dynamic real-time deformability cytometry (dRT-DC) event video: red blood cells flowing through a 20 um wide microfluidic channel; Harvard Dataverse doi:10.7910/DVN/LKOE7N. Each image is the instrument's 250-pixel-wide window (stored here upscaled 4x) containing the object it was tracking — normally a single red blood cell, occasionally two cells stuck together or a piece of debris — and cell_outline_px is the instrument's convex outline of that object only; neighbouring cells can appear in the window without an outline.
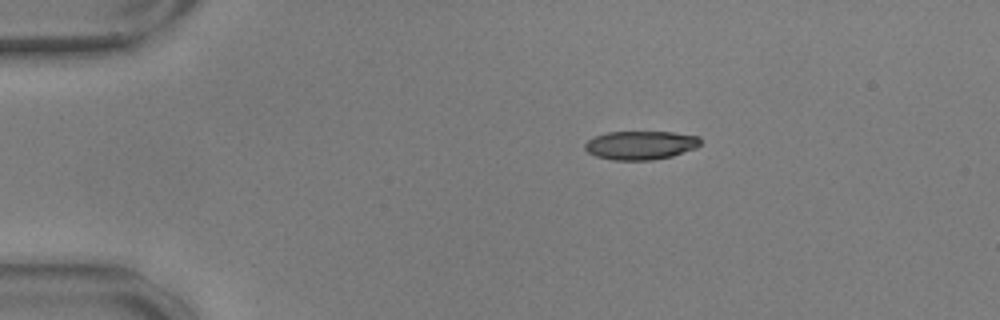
{"species": "common noctule bat (a hibernating species)", "species_latin": "Nyctalus noctula", "temperature_condition": "warm", "stored_images_in_passage": 47, "camera_frame_rate_fps": 3000, "um_per_image_px": 0.085, "animal": {"sex": "male", "body_mass_g": 17.9, "forearm_length_mm": 54.2}, "frame": {"image": 1, "passage_image": 1, "time_ms": 0.0, "image_size_px": [1000, 320], "cell_outline_px": [[700, 144], [696, 148], [672, 156], [652, 160], [612, 160], [596, 156], [588, 152], [584, 148], [584, 144], [588, 140], [596, 136], [608, 132], [672, 132], [700, 136]], "centroid_in_image_um": [54.46, 12.34], "position_along_channel_um": 30.5, "area_um2": 19.31}}
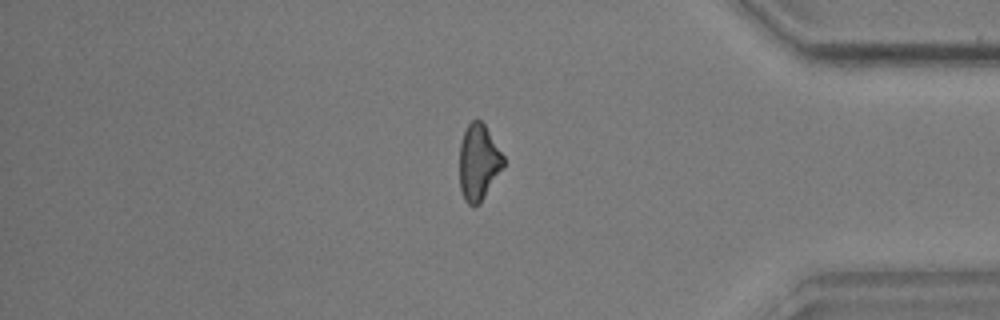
{"frame": {"image": 2, "passage_image": 38, "time_ms": 12.333, "image_size_px": [1000, 320], "cell_outline_px": [[504, 168], [480, 204], [472, 208], [464, 200], [460, 188], [460, 144], [464, 132], [468, 124], [472, 120], [480, 120], [484, 124], [504, 156]], "centroid_in_image_um": [40.69, 13.85], "position_along_channel_um": 394.5, "area_um2": 19.65}}
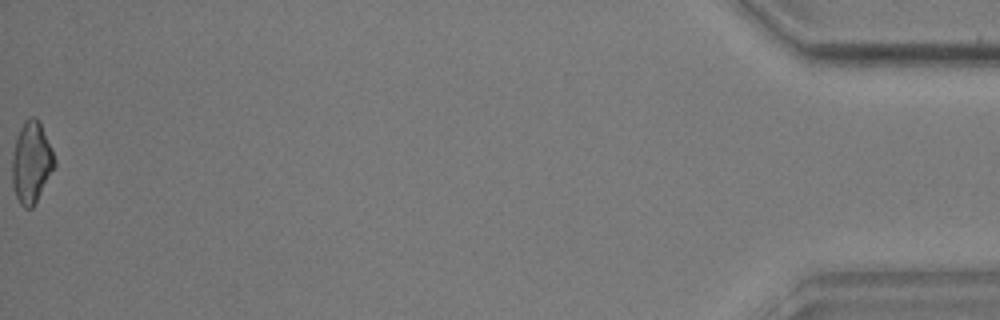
{"frame": {"image": 3, "passage_image": 47, "time_ms": 15.333, "image_size_px": [1000, 320], "cell_outline_px": [[56, 164], [32, 208], [24, 208], [20, 204], [16, 196], [12, 184], [12, 152], [16, 136], [24, 120], [28, 116], [36, 116], [40, 124], [56, 160]], "centroid_in_image_um": [2.64, 13.78], "position_along_channel_um": 432.6, "area_um2": 19.94}, "authors_computed_cell_mechanics": {"area_um2": 20.23, "velocity_mm_per_s": 3.6107, "shape_relaxation_time_tau1_ms": 6.4225, "shape_relaxation_time_tau2_ms": 2.0829, "deformation_change_tau1": 0.2144, "deformation_change_tau2": 0.1118}}